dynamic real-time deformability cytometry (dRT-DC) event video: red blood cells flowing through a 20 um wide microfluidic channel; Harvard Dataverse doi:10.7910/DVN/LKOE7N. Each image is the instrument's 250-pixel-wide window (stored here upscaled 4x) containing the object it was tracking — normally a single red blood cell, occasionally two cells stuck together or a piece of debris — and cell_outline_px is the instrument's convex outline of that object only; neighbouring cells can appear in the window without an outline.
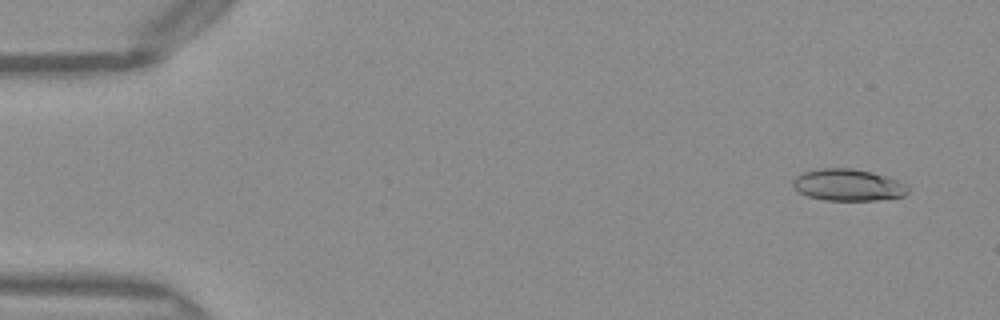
{"species": "Egyptian fruit bat (a non-hibernating species)", "species_latin": "Rousettus aegyptiacus", "temperature_condition": "warm", "stored_images_in_passage": 50, "camera_frame_rate_fps": 3000, "um_per_image_px": 0.085, "frame": {"image": 1, "passage_image": 3, "time_ms": 0.667, "image_size_px": [1000, 320], "cell_outline_px": [[908, 192], [904, 196], [876, 200], [824, 200], [808, 196], [792, 188], [792, 180], [796, 176], [804, 172], [816, 168], [852, 168], [872, 172], [908, 184]], "centroid_in_image_um": [72.06, 15.72], "position_along_channel_um": 12.9, "area_um2": 21.39}}
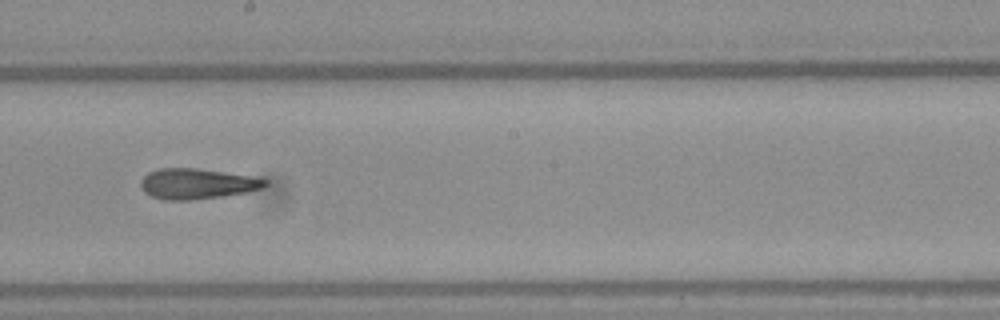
{"frame": {"image": 2, "passage_image": 28, "time_ms": 9.0, "image_size_px": [1000, 320], "cell_outline_px": [[268, 184], [264, 188], [244, 192], [220, 196], [192, 200], [164, 200], [152, 196], [144, 192], [140, 184], [140, 180], [148, 172], [160, 168], [196, 168], [252, 176], [268, 180]], "centroid_in_image_um": [16.73, 15.61], "position_along_channel_um": 231.5, "area_um2": 22.02}}
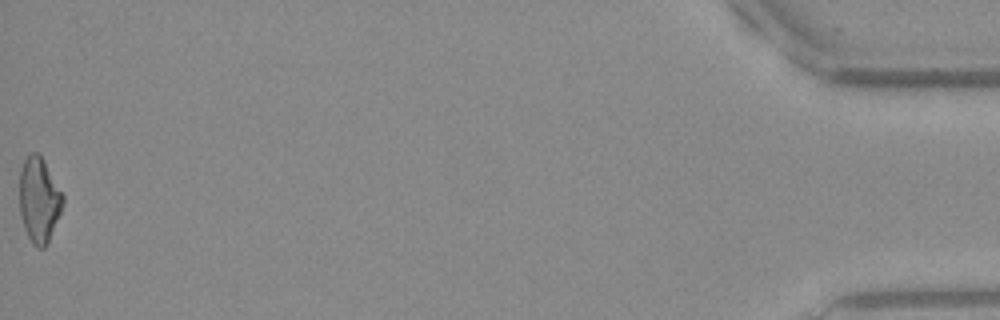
{"frame": {"image": 3, "passage_image": 50, "time_ms": 16.333, "image_size_px": [1000, 320], "cell_outline_px": [[64, 200], [60, 212], [48, 240], [44, 248], [36, 248], [32, 244], [24, 228], [20, 212], [20, 168], [24, 160], [32, 152], [36, 152], [44, 160], [64, 196]], "centroid_in_image_um": [3.3, 16.98], "position_along_channel_um": 431.9, "area_um2": 21.15}, "authors_computed_cell_mechanics": {"area_um2": 21.6172, "velocity_mm_per_s": 4.0762, "shape_relaxation_time_tau1_ms": null, "shape_relaxation_time_tau2_ms": 2.9193, "deformation_change_tau1": null, "deformation_change_tau2": 0.1327}}